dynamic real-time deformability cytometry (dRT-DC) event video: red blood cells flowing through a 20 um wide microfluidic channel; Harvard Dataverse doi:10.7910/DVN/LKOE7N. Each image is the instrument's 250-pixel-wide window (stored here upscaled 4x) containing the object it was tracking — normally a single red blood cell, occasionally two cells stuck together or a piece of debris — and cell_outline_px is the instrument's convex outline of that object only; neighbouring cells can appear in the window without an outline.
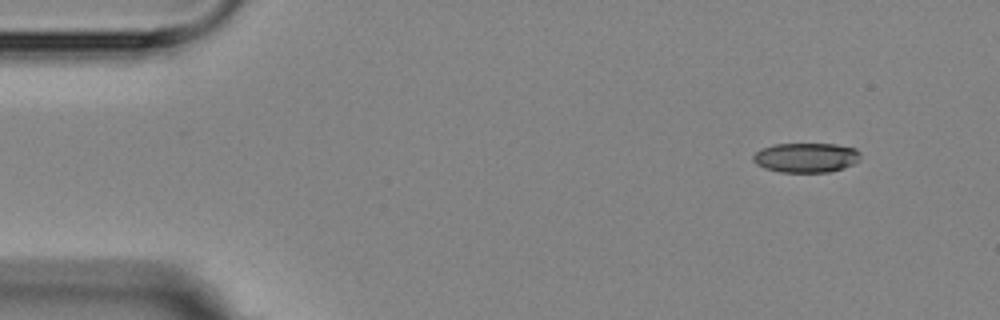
{"species": "Egyptian fruit bat (a non-hibernating species)", "species_latin": "Rousettus aegyptiacus", "temperature_condition": "room temperature", "stored_images_in_passage": 3, "camera_frame_rate_fps": 3000, "um_per_image_px": 0.085, "animal": {"sex": "female"}, "frame": {"image": 1, "passage_image": 1, "time_ms": 0.0, "image_size_px": [1000, 320], "cell_outline_px": [[860, 160], [844, 168], [828, 172], [780, 172], [764, 168], [756, 164], [752, 160], [752, 156], [756, 152], [772, 144], [836, 144], [856, 148], [860, 152]], "centroid_in_image_um": [68.52, 13.39], "position_along_channel_um": 16.5, "area_um2": 18.61}}
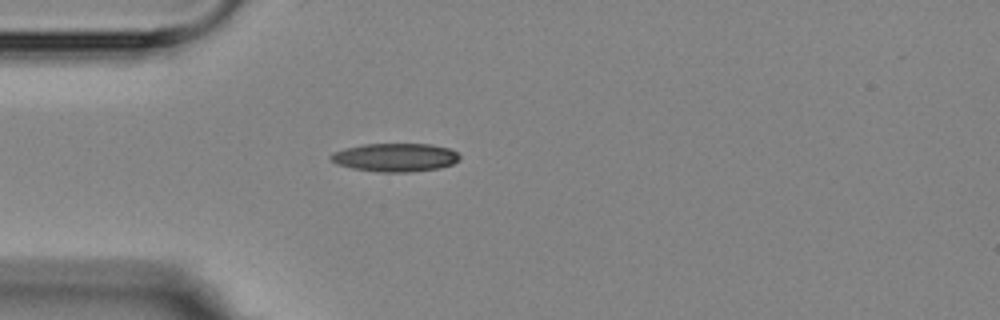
{"frame": {"image": 2, "passage_image": 3, "time_ms": 3.333, "image_size_px": [1000, 320], "cell_outline_px": [[460, 160], [452, 164], [440, 168], [408, 172], [380, 172], [352, 168], [336, 164], [328, 156], [332, 152], [344, 148], [364, 144], [432, 144], [448, 148], [456, 152], [460, 156]], "centroid_in_image_um": [33.58, 13.38], "position_along_channel_um": 51.4, "area_um2": 21.39}}